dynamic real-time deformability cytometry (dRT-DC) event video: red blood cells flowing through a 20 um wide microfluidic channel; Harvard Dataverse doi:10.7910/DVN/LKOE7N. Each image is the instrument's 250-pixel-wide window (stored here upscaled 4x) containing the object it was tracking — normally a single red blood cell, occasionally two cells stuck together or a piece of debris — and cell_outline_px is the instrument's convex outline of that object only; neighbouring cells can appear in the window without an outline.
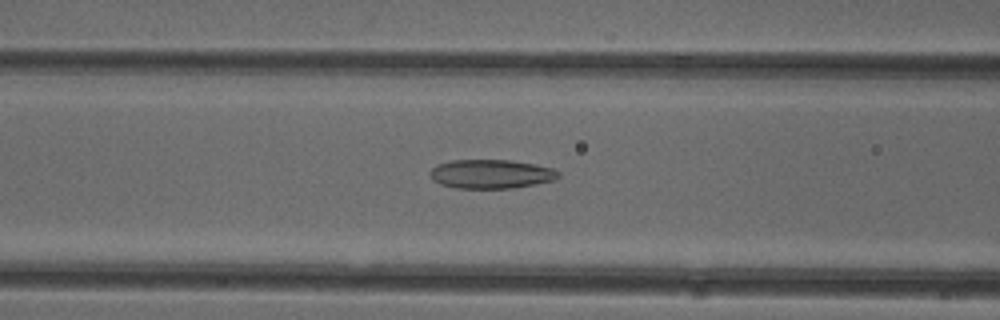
{"species": "common noctule bat (a hibernating species)", "species_latin": "Nyctalus noctula", "temperature_condition": "cold", "stored_images_in_passage": 32, "camera_frame_rate_fps": 3000, "um_per_image_px": 0.085, "animal": {"sex": "female"}, "frame": {"image": 1, "passage_image": 13, "time_ms": 4.0, "image_size_px": [1000, 320], "cell_outline_px": [[560, 176], [552, 180], [536, 184], [512, 188], [456, 188], [440, 184], [432, 180], [428, 172], [436, 164], [452, 160], [512, 160], [536, 164], [552, 168], [560, 172]], "centroid_in_image_um": [41.71, 14.78], "position_along_channel_um": 124.9, "area_um2": 21.85}}
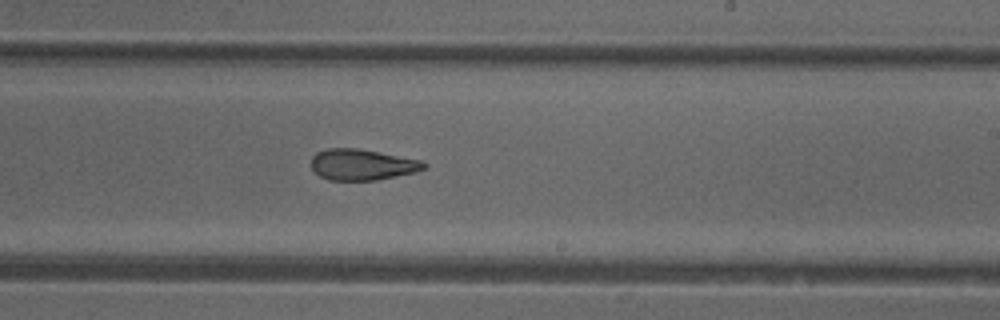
{"frame": {"image": 2, "passage_image": 23, "time_ms": 7.333, "image_size_px": [1000, 320], "cell_outline_px": [[428, 164], [424, 168], [416, 172], [376, 180], [328, 180], [320, 176], [312, 168], [312, 156], [316, 152], [328, 148], [356, 148], [420, 160]], "centroid_in_image_um": [30.76, 13.99], "position_along_channel_um": 258.2, "area_um2": 20.17}}
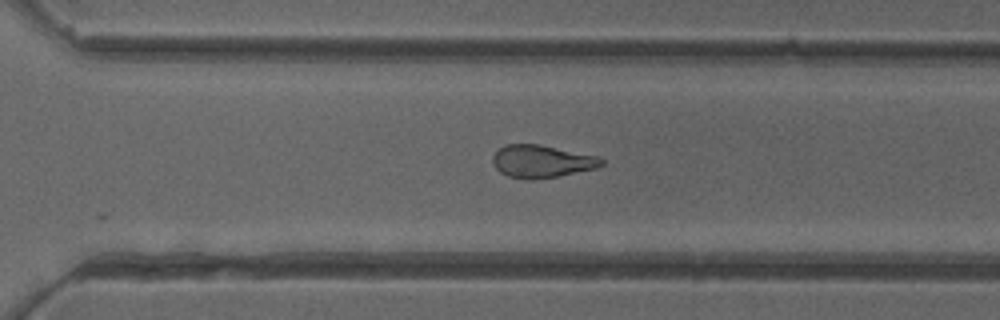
{"frame": {"image": 3, "passage_image": 28, "time_ms": 9.0, "image_size_px": [1000, 320], "cell_outline_px": [[604, 164], [596, 168], [556, 176], [532, 180], [524, 180], [508, 176], [500, 172], [496, 168], [492, 160], [492, 156], [500, 148], [508, 144], [540, 144], [600, 156], [604, 160]], "centroid_in_image_um": [46.06, 13.71], "position_along_channel_um": 324.5, "area_um2": 20.75}, "authors_computed_cell_mechanics": {"area_um2": 21.2993, "velocity_mm_per_s": 3.9914, "shape_relaxation_time_tau1_ms": null, "shape_relaxation_time_tau2_ms": 2.266, "deformation_change_tau1": null, "deformation_change_tau2": 0.0998}}